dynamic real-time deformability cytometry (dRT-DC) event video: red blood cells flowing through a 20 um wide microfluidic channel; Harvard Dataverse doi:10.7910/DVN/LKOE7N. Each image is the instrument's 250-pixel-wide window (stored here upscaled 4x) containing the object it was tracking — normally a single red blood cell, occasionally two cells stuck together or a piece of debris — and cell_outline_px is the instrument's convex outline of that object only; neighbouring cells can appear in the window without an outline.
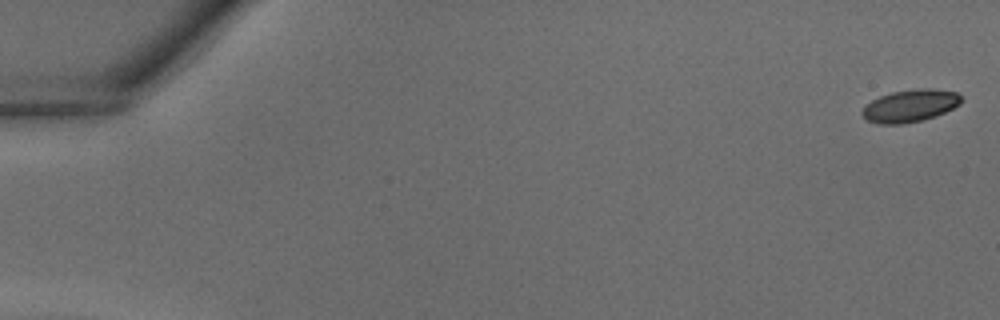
{"species": "common noctule bat (a hibernating species)", "species_latin": "Nyctalus noctula", "temperature_condition": "warm", "stored_images_in_passage": 31, "camera_frame_rate_fps": 3000, "um_per_image_px": 0.085, "animal": {"sex": "male", "body_mass_g": 18.8}, "frame": {"image": 1, "passage_image": 1, "time_ms": 0.0, "image_size_px": [1000, 320], "cell_outline_px": [[960, 104], [936, 116], [904, 124], [880, 124], [868, 120], [860, 112], [872, 100], [880, 96], [892, 92], [920, 88], [932, 88], [956, 92], [960, 96]], "centroid_in_image_um": [77.36, 8.99], "position_along_channel_um": 7.6, "area_um2": 18.44}}
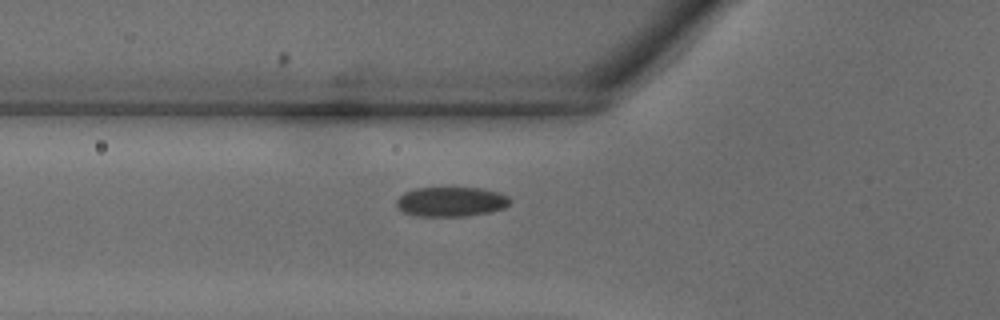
{"frame": {"image": 2, "passage_image": 15, "time_ms": 4.667, "image_size_px": [1000, 320], "cell_outline_px": [[512, 200], [504, 208], [492, 212], [468, 216], [420, 216], [404, 212], [396, 204], [396, 200], [404, 192], [416, 188], [480, 188], [500, 192], [508, 196]], "centroid_in_image_um": [38.38, 17.14], "position_along_channel_um": 87.4, "area_um2": 19.65}}
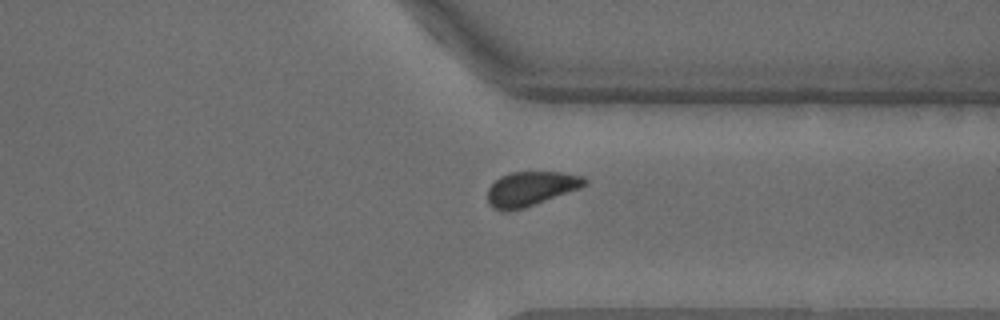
{"frame": {"image": 3, "passage_image": 31, "time_ms": 10.0, "image_size_px": [1000, 320], "cell_outline_px": [[588, 184], [580, 188], [524, 208], [508, 212], [500, 212], [492, 208], [488, 204], [488, 188], [500, 176], [512, 172], [564, 172], [584, 176], [588, 180]], "centroid_in_image_um": [45.11, 16.05], "position_along_channel_um": 366.3, "area_um2": 19.71}}